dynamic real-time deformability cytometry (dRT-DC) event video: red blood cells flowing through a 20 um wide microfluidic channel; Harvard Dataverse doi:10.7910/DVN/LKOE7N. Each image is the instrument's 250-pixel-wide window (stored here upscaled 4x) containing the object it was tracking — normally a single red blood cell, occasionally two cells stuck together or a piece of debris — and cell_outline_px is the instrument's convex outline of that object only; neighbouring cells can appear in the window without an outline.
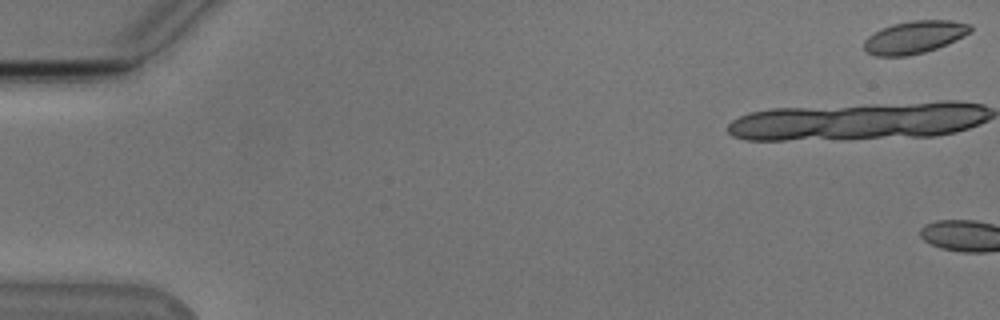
{"species": "Egyptian fruit bat (a non-hibernating species)", "species_latin": "Rousettus aegyptiacus", "temperature_condition": "cold", "stored_images_in_passage": 3, "camera_frame_rate_fps": 3000, "um_per_image_px": 0.085, "animal": {"sex": "male"}, "frame": {"image": 1, "passage_image": 1, "time_ms": 0.0, "image_size_px": [1000, 320], "cell_outline_px": [[972, 32], [956, 40], [936, 48], [924, 52], [908, 56], [876, 56], [868, 52], [864, 48], [864, 40], [868, 36], [880, 28], [892, 24], [912, 20], [952, 20], [972, 24]], "centroid_in_image_um": [77.75, 3.14], "position_along_channel_um": 7.3, "area_um2": 20.35}}